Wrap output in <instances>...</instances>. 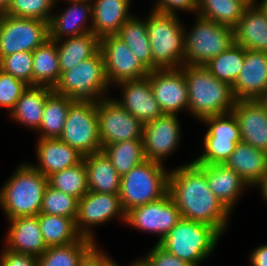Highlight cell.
<instances>
[{"label": "cell", "mask_w": 267, "mask_h": 266, "mask_svg": "<svg viewBox=\"0 0 267 266\" xmlns=\"http://www.w3.org/2000/svg\"><path fill=\"white\" fill-rule=\"evenodd\" d=\"M131 266H151V264L148 259L144 257V259L134 262Z\"/></svg>", "instance_id": "cell-51"}, {"label": "cell", "mask_w": 267, "mask_h": 266, "mask_svg": "<svg viewBox=\"0 0 267 266\" xmlns=\"http://www.w3.org/2000/svg\"><path fill=\"white\" fill-rule=\"evenodd\" d=\"M243 1H245L248 5H255V1L256 0H243Z\"/></svg>", "instance_id": "cell-53"}, {"label": "cell", "mask_w": 267, "mask_h": 266, "mask_svg": "<svg viewBox=\"0 0 267 266\" xmlns=\"http://www.w3.org/2000/svg\"><path fill=\"white\" fill-rule=\"evenodd\" d=\"M256 7L248 5L233 27L234 43L246 50L267 52V9L262 3Z\"/></svg>", "instance_id": "cell-21"}, {"label": "cell", "mask_w": 267, "mask_h": 266, "mask_svg": "<svg viewBox=\"0 0 267 266\" xmlns=\"http://www.w3.org/2000/svg\"><path fill=\"white\" fill-rule=\"evenodd\" d=\"M109 85L101 50L61 74L53 91L72 99L97 101ZM99 99H98V98Z\"/></svg>", "instance_id": "cell-7"}, {"label": "cell", "mask_w": 267, "mask_h": 266, "mask_svg": "<svg viewBox=\"0 0 267 266\" xmlns=\"http://www.w3.org/2000/svg\"><path fill=\"white\" fill-rule=\"evenodd\" d=\"M99 138L102 148L126 140L143 139L144 124L115 99L97 101Z\"/></svg>", "instance_id": "cell-12"}, {"label": "cell", "mask_w": 267, "mask_h": 266, "mask_svg": "<svg viewBox=\"0 0 267 266\" xmlns=\"http://www.w3.org/2000/svg\"><path fill=\"white\" fill-rule=\"evenodd\" d=\"M48 184L78 200L87 192V170L84 160L76 166L68 167L48 177Z\"/></svg>", "instance_id": "cell-39"}, {"label": "cell", "mask_w": 267, "mask_h": 266, "mask_svg": "<svg viewBox=\"0 0 267 266\" xmlns=\"http://www.w3.org/2000/svg\"><path fill=\"white\" fill-rule=\"evenodd\" d=\"M28 86L24 81L0 70V106L11 111Z\"/></svg>", "instance_id": "cell-43"}, {"label": "cell", "mask_w": 267, "mask_h": 266, "mask_svg": "<svg viewBox=\"0 0 267 266\" xmlns=\"http://www.w3.org/2000/svg\"><path fill=\"white\" fill-rule=\"evenodd\" d=\"M231 87L236 100H259L267 90V52L245 49L243 68Z\"/></svg>", "instance_id": "cell-18"}, {"label": "cell", "mask_w": 267, "mask_h": 266, "mask_svg": "<svg viewBox=\"0 0 267 266\" xmlns=\"http://www.w3.org/2000/svg\"><path fill=\"white\" fill-rule=\"evenodd\" d=\"M177 17L153 11L147 19L152 70L179 69V64L184 66L185 29Z\"/></svg>", "instance_id": "cell-4"}, {"label": "cell", "mask_w": 267, "mask_h": 266, "mask_svg": "<svg viewBox=\"0 0 267 266\" xmlns=\"http://www.w3.org/2000/svg\"><path fill=\"white\" fill-rule=\"evenodd\" d=\"M259 101L266 107L267 109V90L265 94L259 99Z\"/></svg>", "instance_id": "cell-52"}, {"label": "cell", "mask_w": 267, "mask_h": 266, "mask_svg": "<svg viewBox=\"0 0 267 266\" xmlns=\"http://www.w3.org/2000/svg\"><path fill=\"white\" fill-rule=\"evenodd\" d=\"M181 218V213L169 192L156 201L134 207L125 213L126 224L159 234L157 243L167 235Z\"/></svg>", "instance_id": "cell-14"}, {"label": "cell", "mask_w": 267, "mask_h": 266, "mask_svg": "<svg viewBox=\"0 0 267 266\" xmlns=\"http://www.w3.org/2000/svg\"><path fill=\"white\" fill-rule=\"evenodd\" d=\"M89 0L71 1L72 5L62 14L52 16L49 22V38L57 41L62 40V36L74 37L92 31V27H84L88 16L92 20V5Z\"/></svg>", "instance_id": "cell-26"}, {"label": "cell", "mask_w": 267, "mask_h": 266, "mask_svg": "<svg viewBox=\"0 0 267 266\" xmlns=\"http://www.w3.org/2000/svg\"><path fill=\"white\" fill-rule=\"evenodd\" d=\"M197 18L191 33L184 35V65H205L234 43L233 28Z\"/></svg>", "instance_id": "cell-9"}, {"label": "cell", "mask_w": 267, "mask_h": 266, "mask_svg": "<svg viewBox=\"0 0 267 266\" xmlns=\"http://www.w3.org/2000/svg\"><path fill=\"white\" fill-rule=\"evenodd\" d=\"M153 11L176 15V10L197 11V0H157ZM176 9V10H175Z\"/></svg>", "instance_id": "cell-45"}, {"label": "cell", "mask_w": 267, "mask_h": 266, "mask_svg": "<svg viewBox=\"0 0 267 266\" xmlns=\"http://www.w3.org/2000/svg\"><path fill=\"white\" fill-rule=\"evenodd\" d=\"M209 125L204 136L205 153L194 162L196 164L220 165L224 164L236 145L241 142L240 129L232 112L213 115L202 119Z\"/></svg>", "instance_id": "cell-11"}, {"label": "cell", "mask_w": 267, "mask_h": 266, "mask_svg": "<svg viewBox=\"0 0 267 266\" xmlns=\"http://www.w3.org/2000/svg\"><path fill=\"white\" fill-rule=\"evenodd\" d=\"M123 89V100H116L125 110L147 124L163 115L152 91L149 75L142 79L118 83Z\"/></svg>", "instance_id": "cell-20"}, {"label": "cell", "mask_w": 267, "mask_h": 266, "mask_svg": "<svg viewBox=\"0 0 267 266\" xmlns=\"http://www.w3.org/2000/svg\"><path fill=\"white\" fill-rule=\"evenodd\" d=\"M57 0H54V2H56ZM68 2H71V1H83V0H66Z\"/></svg>", "instance_id": "cell-55"}, {"label": "cell", "mask_w": 267, "mask_h": 266, "mask_svg": "<svg viewBox=\"0 0 267 266\" xmlns=\"http://www.w3.org/2000/svg\"><path fill=\"white\" fill-rule=\"evenodd\" d=\"M56 42H63L57 44L61 74L94 56L100 50V38L93 32L68 37L65 41L57 40Z\"/></svg>", "instance_id": "cell-30"}, {"label": "cell", "mask_w": 267, "mask_h": 266, "mask_svg": "<svg viewBox=\"0 0 267 266\" xmlns=\"http://www.w3.org/2000/svg\"><path fill=\"white\" fill-rule=\"evenodd\" d=\"M257 185H260L264 199L267 201V173L262 177Z\"/></svg>", "instance_id": "cell-49"}, {"label": "cell", "mask_w": 267, "mask_h": 266, "mask_svg": "<svg viewBox=\"0 0 267 266\" xmlns=\"http://www.w3.org/2000/svg\"><path fill=\"white\" fill-rule=\"evenodd\" d=\"M149 82L163 114L177 115L179 110L188 109V88L184 66L179 69L152 70Z\"/></svg>", "instance_id": "cell-16"}, {"label": "cell", "mask_w": 267, "mask_h": 266, "mask_svg": "<svg viewBox=\"0 0 267 266\" xmlns=\"http://www.w3.org/2000/svg\"><path fill=\"white\" fill-rule=\"evenodd\" d=\"M201 165L205 168V175L212 193L229 211L233 209L237 197L242 194L241 190L247 184L235 171L224 164Z\"/></svg>", "instance_id": "cell-28"}, {"label": "cell", "mask_w": 267, "mask_h": 266, "mask_svg": "<svg viewBox=\"0 0 267 266\" xmlns=\"http://www.w3.org/2000/svg\"><path fill=\"white\" fill-rule=\"evenodd\" d=\"M224 165L235 171L247 186H256L267 173V153L241 141Z\"/></svg>", "instance_id": "cell-24"}, {"label": "cell", "mask_w": 267, "mask_h": 266, "mask_svg": "<svg viewBox=\"0 0 267 266\" xmlns=\"http://www.w3.org/2000/svg\"><path fill=\"white\" fill-rule=\"evenodd\" d=\"M250 261L252 266H267V245H262L253 251Z\"/></svg>", "instance_id": "cell-48"}, {"label": "cell", "mask_w": 267, "mask_h": 266, "mask_svg": "<svg viewBox=\"0 0 267 266\" xmlns=\"http://www.w3.org/2000/svg\"><path fill=\"white\" fill-rule=\"evenodd\" d=\"M0 266H38V259L31 255L16 253L9 249L3 250Z\"/></svg>", "instance_id": "cell-46"}, {"label": "cell", "mask_w": 267, "mask_h": 266, "mask_svg": "<svg viewBox=\"0 0 267 266\" xmlns=\"http://www.w3.org/2000/svg\"><path fill=\"white\" fill-rule=\"evenodd\" d=\"M52 92L53 89L49 87L28 86L11 110V116L16 121L38 130L42 121L44 105Z\"/></svg>", "instance_id": "cell-31"}, {"label": "cell", "mask_w": 267, "mask_h": 266, "mask_svg": "<svg viewBox=\"0 0 267 266\" xmlns=\"http://www.w3.org/2000/svg\"><path fill=\"white\" fill-rule=\"evenodd\" d=\"M78 199L47 185L40 213L72 218L74 221L78 213Z\"/></svg>", "instance_id": "cell-40"}, {"label": "cell", "mask_w": 267, "mask_h": 266, "mask_svg": "<svg viewBox=\"0 0 267 266\" xmlns=\"http://www.w3.org/2000/svg\"><path fill=\"white\" fill-rule=\"evenodd\" d=\"M130 0H95L92 4V31L102 38L116 35L132 16L128 13Z\"/></svg>", "instance_id": "cell-25"}, {"label": "cell", "mask_w": 267, "mask_h": 266, "mask_svg": "<svg viewBox=\"0 0 267 266\" xmlns=\"http://www.w3.org/2000/svg\"><path fill=\"white\" fill-rule=\"evenodd\" d=\"M184 75L188 109L196 118L202 120L232 111L236 99L228 83L215 78L204 65H184Z\"/></svg>", "instance_id": "cell-2"}, {"label": "cell", "mask_w": 267, "mask_h": 266, "mask_svg": "<svg viewBox=\"0 0 267 266\" xmlns=\"http://www.w3.org/2000/svg\"><path fill=\"white\" fill-rule=\"evenodd\" d=\"M248 4L243 0H197V15L233 28Z\"/></svg>", "instance_id": "cell-35"}, {"label": "cell", "mask_w": 267, "mask_h": 266, "mask_svg": "<svg viewBox=\"0 0 267 266\" xmlns=\"http://www.w3.org/2000/svg\"><path fill=\"white\" fill-rule=\"evenodd\" d=\"M33 52L23 51L0 58V70L32 86Z\"/></svg>", "instance_id": "cell-42"}, {"label": "cell", "mask_w": 267, "mask_h": 266, "mask_svg": "<svg viewBox=\"0 0 267 266\" xmlns=\"http://www.w3.org/2000/svg\"><path fill=\"white\" fill-rule=\"evenodd\" d=\"M109 266H118L114 261Z\"/></svg>", "instance_id": "cell-56"}, {"label": "cell", "mask_w": 267, "mask_h": 266, "mask_svg": "<svg viewBox=\"0 0 267 266\" xmlns=\"http://www.w3.org/2000/svg\"><path fill=\"white\" fill-rule=\"evenodd\" d=\"M13 0H0V13H5Z\"/></svg>", "instance_id": "cell-50"}, {"label": "cell", "mask_w": 267, "mask_h": 266, "mask_svg": "<svg viewBox=\"0 0 267 266\" xmlns=\"http://www.w3.org/2000/svg\"><path fill=\"white\" fill-rule=\"evenodd\" d=\"M100 50L104 57L108 83L116 84L142 79L149 75V70L137 58L129 46L117 35L100 38Z\"/></svg>", "instance_id": "cell-13"}, {"label": "cell", "mask_w": 267, "mask_h": 266, "mask_svg": "<svg viewBox=\"0 0 267 266\" xmlns=\"http://www.w3.org/2000/svg\"><path fill=\"white\" fill-rule=\"evenodd\" d=\"M145 257L148 259L151 266H193L179 257L170 254L158 243Z\"/></svg>", "instance_id": "cell-44"}, {"label": "cell", "mask_w": 267, "mask_h": 266, "mask_svg": "<svg viewBox=\"0 0 267 266\" xmlns=\"http://www.w3.org/2000/svg\"><path fill=\"white\" fill-rule=\"evenodd\" d=\"M262 5L267 9V0H262Z\"/></svg>", "instance_id": "cell-54"}, {"label": "cell", "mask_w": 267, "mask_h": 266, "mask_svg": "<svg viewBox=\"0 0 267 266\" xmlns=\"http://www.w3.org/2000/svg\"><path fill=\"white\" fill-rule=\"evenodd\" d=\"M47 39L48 22L0 13V58L16 52H33Z\"/></svg>", "instance_id": "cell-10"}, {"label": "cell", "mask_w": 267, "mask_h": 266, "mask_svg": "<svg viewBox=\"0 0 267 266\" xmlns=\"http://www.w3.org/2000/svg\"><path fill=\"white\" fill-rule=\"evenodd\" d=\"M48 178L32 165H21L0 191V205L8 219L40 213Z\"/></svg>", "instance_id": "cell-3"}, {"label": "cell", "mask_w": 267, "mask_h": 266, "mask_svg": "<svg viewBox=\"0 0 267 266\" xmlns=\"http://www.w3.org/2000/svg\"><path fill=\"white\" fill-rule=\"evenodd\" d=\"M32 65V86L54 89L61 76L57 42L49 38L36 48L33 51Z\"/></svg>", "instance_id": "cell-29"}, {"label": "cell", "mask_w": 267, "mask_h": 266, "mask_svg": "<svg viewBox=\"0 0 267 266\" xmlns=\"http://www.w3.org/2000/svg\"><path fill=\"white\" fill-rule=\"evenodd\" d=\"M116 35L129 46L142 64L152 71V52L147 33V19L143 21L132 16L120 27Z\"/></svg>", "instance_id": "cell-34"}, {"label": "cell", "mask_w": 267, "mask_h": 266, "mask_svg": "<svg viewBox=\"0 0 267 266\" xmlns=\"http://www.w3.org/2000/svg\"><path fill=\"white\" fill-rule=\"evenodd\" d=\"M74 99L54 91L47 97L42 121L39 126L40 138H59L63 132L70 103Z\"/></svg>", "instance_id": "cell-33"}, {"label": "cell", "mask_w": 267, "mask_h": 266, "mask_svg": "<svg viewBox=\"0 0 267 266\" xmlns=\"http://www.w3.org/2000/svg\"><path fill=\"white\" fill-rule=\"evenodd\" d=\"M102 151L107 155L120 176L146 160L143 139L126 140L106 145Z\"/></svg>", "instance_id": "cell-36"}, {"label": "cell", "mask_w": 267, "mask_h": 266, "mask_svg": "<svg viewBox=\"0 0 267 266\" xmlns=\"http://www.w3.org/2000/svg\"><path fill=\"white\" fill-rule=\"evenodd\" d=\"M11 226L7 233V247L10 251L38 258L47 249L44 243L38 215L9 219Z\"/></svg>", "instance_id": "cell-22"}, {"label": "cell", "mask_w": 267, "mask_h": 266, "mask_svg": "<svg viewBox=\"0 0 267 266\" xmlns=\"http://www.w3.org/2000/svg\"><path fill=\"white\" fill-rule=\"evenodd\" d=\"M113 260L98 251L96 244L83 256L79 266H109Z\"/></svg>", "instance_id": "cell-47"}, {"label": "cell", "mask_w": 267, "mask_h": 266, "mask_svg": "<svg viewBox=\"0 0 267 266\" xmlns=\"http://www.w3.org/2000/svg\"><path fill=\"white\" fill-rule=\"evenodd\" d=\"M220 236L210 225L181 218L158 244L170 254L198 266L214 250Z\"/></svg>", "instance_id": "cell-6"}, {"label": "cell", "mask_w": 267, "mask_h": 266, "mask_svg": "<svg viewBox=\"0 0 267 266\" xmlns=\"http://www.w3.org/2000/svg\"><path fill=\"white\" fill-rule=\"evenodd\" d=\"M95 245L94 240L81 237L77 242L47 247L38 259V266H79L83 256Z\"/></svg>", "instance_id": "cell-37"}, {"label": "cell", "mask_w": 267, "mask_h": 266, "mask_svg": "<svg viewBox=\"0 0 267 266\" xmlns=\"http://www.w3.org/2000/svg\"><path fill=\"white\" fill-rule=\"evenodd\" d=\"M116 215H120L125 221V212L122 209L119 194L88 191L78 201L76 229L82 237L93 240V234L88 227L103 224Z\"/></svg>", "instance_id": "cell-15"}, {"label": "cell", "mask_w": 267, "mask_h": 266, "mask_svg": "<svg viewBox=\"0 0 267 266\" xmlns=\"http://www.w3.org/2000/svg\"><path fill=\"white\" fill-rule=\"evenodd\" d=\"M54 0H13L5 12L8 15L22 18L41 19L50 22Z\"/></svg>", "instance_id": "cell-41"}, {"label": "cell", "mask_w": 267, "mask_h": 266, "mask_svg": "<svg viewBox=\"0 0 267 266\" xmlns=\"http://www.w3.org/2000/svg\"><path fill=\"white\" fill-rule=\"evenodd\" d=\"M83 155L59 138H39L37 158L40 166L32 165L47 178L83 161Z\"/></svg>", "instance_id": "cell-23"}, {"label": "cell", "mask_w": 267, "mask_h": 266, "mask_svg": "<svg viewBox=\"0 0 267 266\" xmlns=\"http://www.w3.org/2000/svg\"><path fill=\"white\" fill-rule=\"evenodd\" d=\"M245 59V48L233 43L204 66L218 80L232 86L241 72Z\"/></svg>", "instance_id": "cell-38"}, {"label": "cell", "mask_w": 267, "mask_h": 266, "mask_svg": "<svg viewBox=\"0 0 267 266\" xmlns=\"http://www.w3.org/2000/svg\"><path fill=\"white\" fill-rule=\"evenodd\" d=\"M38 222L47 247L68 245L82 237L72 218L39 213Z\"/></svg>", "instance_id": "cell-32"}, {"label": "cell", "mask_w": 267, "mask_h": 266, "mask_svg": "<svg viewBox=\"0 0 267 266\" xmlns=\"http://www.w3.org/2000/svg\"><path fill=\"white\" fill-rule=\"evenodd\" d=\"M168 192L182 218L210 225L223 234L231 211L210 190L201 164L193 161L170 171Z\"/></svg>", "instance_id": "cell-1"}, {"label": "cell", "mask_w": 267, "mask_h": 266, "mask_svg": "<svg viewBox=\"0 0 267 266\" xmlns=\"http://www.w3.org/2000/svg\"><path fill=\"white\" fill-rule=\"evenodd\" d=\"M59 139L83 156L102 151L97 101L74 99Z\"/></svg>", "instance_id": "cell-8"}, {"label": "cell", "mask_w": 267, "mask_h": 266, "mask_svg": "<svg viewBox=\"0 0 267 266\" xmlns=\"http://www.w3.org/2000/svg\"><path fill=\"white\" fill-rule=\"evenodd\" d=\"M180 124L176 115L163 114L144 124L143 147L146 159L162 164L179 143Z\"/></svg>", "instance_id": "cell-17"}, {"label": "cell", "mask_w": 267, "mask_h": 266, "mask_svg": "<svg viewBox=\"0 0 267 266\" xmlns=\"http://www.w3.org/2000/svg\"><path fill=\"white\" fill-rule=\"evenodd\" d=\"M169 174L162 164L146 159L121 176L119 197L123 211L164 197L169 190Z\"/></svg>", "instance_id": "cell-5"}, {"label": "cell", "mask_w": 267, "mask_h": 266, "mask_svg": "<svg viewBox=\"0 0 267 266\" xmlns=\"http://www.w3.org/2000/svg\"><path fill=\"white\" fill-rule=\"evenodd\" d=\"M88 191L120 193L121 176L103 151L84 156Z\"/></svg>", "instance_id": "cell-27"}, {"label": "cell", "mask_w": 267, "mask_h": 266, "mask_svg": "<svg viewBox=\"0 0 267 266\" xmlns=\"http://www.w3.org/2000/svg\"><path fill=\"white\" fill-rule=\"evenodd\" d=\"M242 142L267 153V109L259 100H236L231 111Z\"/></svg>", "instance_id": "cell-19"}]
</instances>
